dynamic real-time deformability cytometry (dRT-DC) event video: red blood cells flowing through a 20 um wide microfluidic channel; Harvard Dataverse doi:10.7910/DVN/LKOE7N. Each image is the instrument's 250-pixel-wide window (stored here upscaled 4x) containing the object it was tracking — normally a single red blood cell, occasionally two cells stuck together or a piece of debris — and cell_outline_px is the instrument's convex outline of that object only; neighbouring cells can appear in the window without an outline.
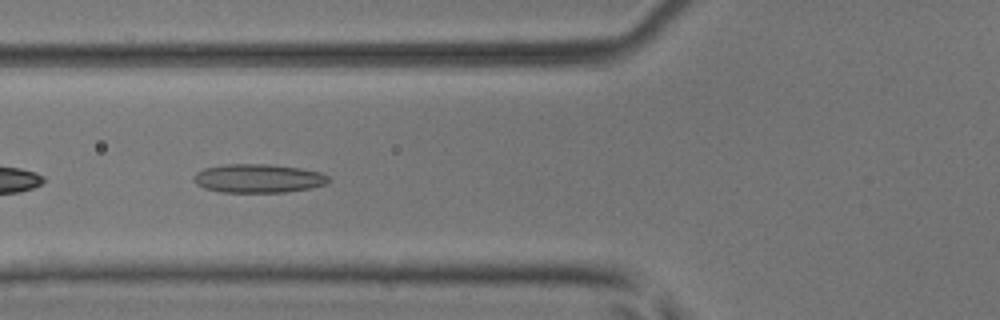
{"species": "common noctule bat (a hibernating species)", "species_latin": "Nyctalus noctula", "temperature_condition": "room temperature", "stored_images_in_passage": 37, "camera_frame_rate_fps": 3000, "um_per_image_px": 0.085, "animal": {"sex": "male", "body_mass_g": 17.9, "forearm_length_mm": 54.2}, "frame": {"image": 1, "passage_image": 6, "time_ms": 1.667, "image_size_px": [1000, 320], "cell_outline_px": [[332, 180], [328, 184], [312, 188], [284, 192], [220, 192], [204, 188], [196, 184], [192, 180], [192, 176], [196, 172], [204, 168], [224, 164], [268, 164], [300, 168], [320, 172], [328, 176]], "centroid_in_image_um": [21.95, 15.16], "position_along_channel_um": 103.9, "area_um2": 22.83}}
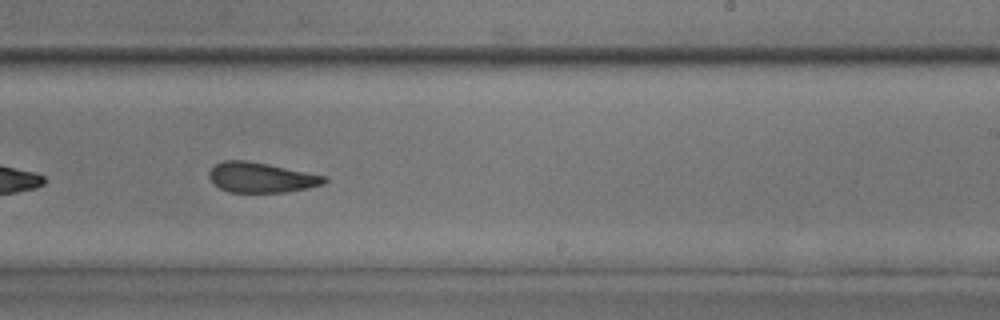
{"frame": {"image": 2, "passage_image": 18, "time_ms": 5.667, "image_size_px": [1000, 320], "cell_outline_px": [[328, 180], [324, 184], [308, 188], [284, 192], [228, 192], [220, 188], [208, 176], [208, 172], [216, 164], [224, 160], [244, 160], [268, 164], [328, 176]], "centroid_in_image_um": [22.23, 15.08], "position_along_channel_um": 266.8, "area_um2": 20.17}}
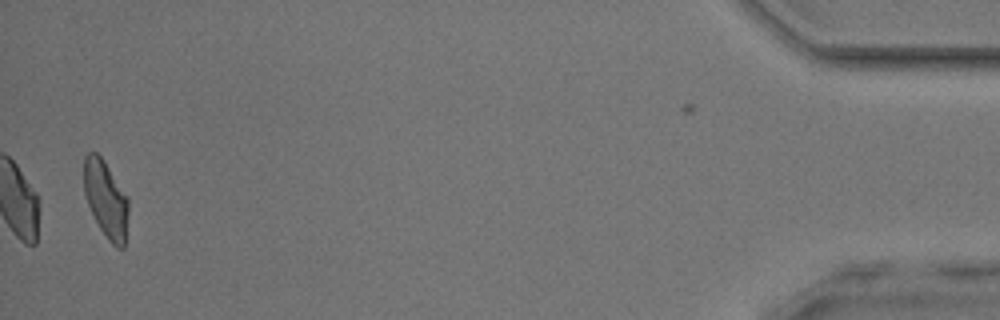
{"frame": {"image": 3, "passage_image": 36, "time_ms": 11.667, "image_size_px": [1000, 320], "cell_outline_px": [[128, 216], [124, 248], [116, 248], [108, 240], [100, 228], [88, 204], [84, 192], [84, 156], [88, 152], [96, 152], [104, 160], [128, 196]], "centroid_in_image_um": [9.01, 16.92], "position_along_channel_um": 426.2, "area_um2": 20.0}, "authors_computed_cell_mechanics": {"area_um2": 20.6924, "velocity_mm_per_s": 4.0888, "shape_relaxation_time_tau1_ms": null, "shape_relaxation_time_tau2_ms": 2.8304, "deformation_change_tau1": null, "deformation_change_tau2": 0.1143}}